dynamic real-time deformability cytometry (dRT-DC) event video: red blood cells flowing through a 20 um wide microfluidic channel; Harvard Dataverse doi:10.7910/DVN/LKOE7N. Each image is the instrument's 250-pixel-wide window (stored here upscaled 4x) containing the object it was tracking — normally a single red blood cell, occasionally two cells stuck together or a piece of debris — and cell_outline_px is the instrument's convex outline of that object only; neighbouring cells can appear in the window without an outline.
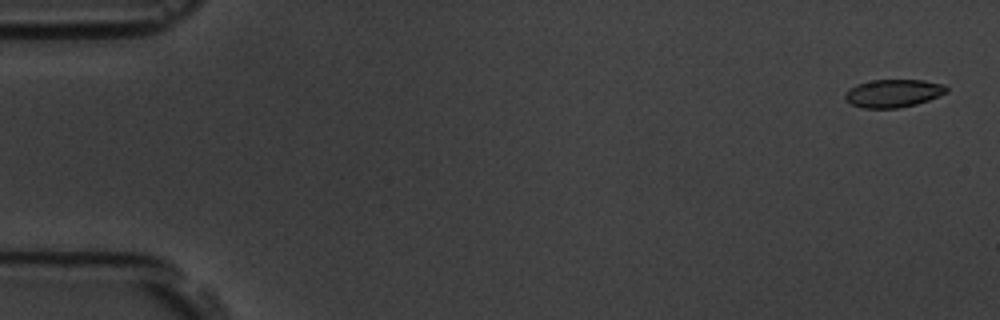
{"species": "common noctule bat (a hibernating species)", "species_latin": "Nyctalus noctula", "temperature_condition": "room temperature", "stored_images_in_passage": 5, "camera_frame_rate_fps": 3000, "um_per_image_px": 0.085, "animal": {"sex": "male", "body_mass_g": 19.5, "forearm_length_mm": 54.6}, "frame": {"image": 1, "passage_image": 1, "time_ms": 0.0, "image_size_px": [1000, 320], "cell_outline_px": [[948, 92], [928, 100], [916, 104], [896, 108], [860, 108], [852, 104], [844, 96], [856, 84], [872, 80], [924, 80], [944, 84], [948, 88]], "centroid_in_image_um": [75.97, 7.92], "position_along_channel_um": 9.0, "area_um2": 16.36}}
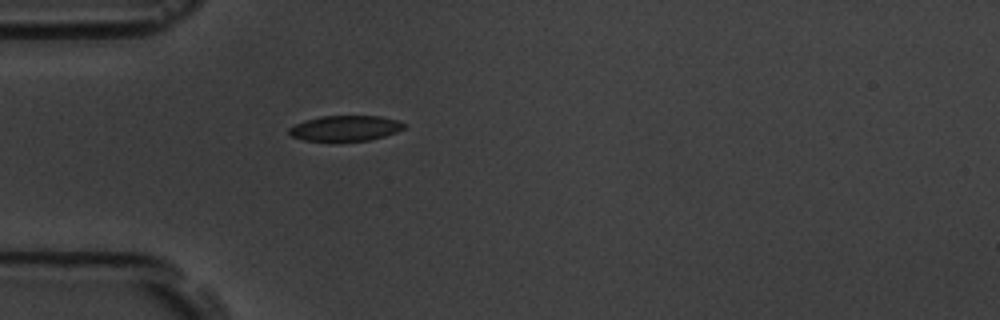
{"frame": {"image": 2, "passage_image": 5, "time_ms": 5.0, "image_size_px": [1000, 320], "cell_outline_px": [[408, 124], [404, 128], [396, 132], [384, 136], [368, 140], [332, 144], [304, 140], [292, 136], [288, 132], [288, 128], [296, 124], [320, 116], [380, 116], [396, 120]], "centroid_in_image_um": [29.33, 10.94], "position_along_channel_um": 55.7, "area_um2": 17.63}}